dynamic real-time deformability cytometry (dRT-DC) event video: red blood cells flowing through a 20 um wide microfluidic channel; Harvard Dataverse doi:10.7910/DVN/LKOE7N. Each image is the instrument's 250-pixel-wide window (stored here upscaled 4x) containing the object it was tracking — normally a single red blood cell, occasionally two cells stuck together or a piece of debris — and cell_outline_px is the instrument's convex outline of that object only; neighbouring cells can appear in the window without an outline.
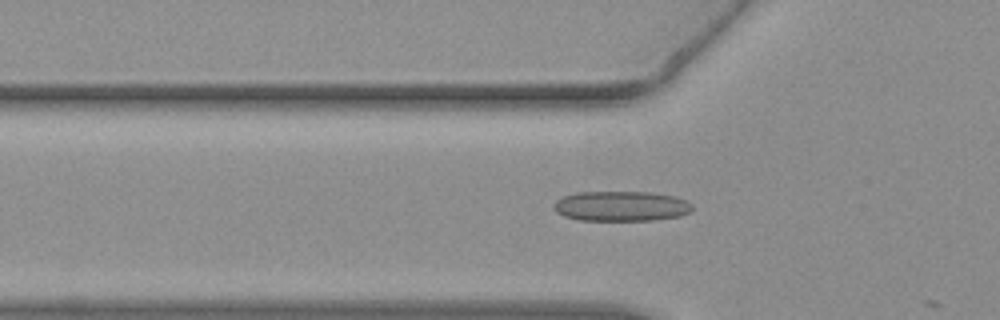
{"species": "common noctule bat (a hibernating species)", "species_latin": "Nyctalus noctula", "temperature_condition": "warm", "stored_images_in_passage": 19, "camera_frame_rate_fps": 3000, "um_per_image_px": 0.085, "animal": {"sex": "female", "body_mass_g": 19.3, "forearm_length_mm": 54.1}, "frame": {"image": 1, "passage_image": 18, "time_ms": 5.667, "image_size_px": [1000, 320], "cell_outline_px": [[692, 208], [688, 212], [680, 216], [656, 220], [580, 220], [564, 216], [556, 212], [552, 208], [552, 204], [556, 200], [564, 196], [576, 192], [648, 192], [676, 196], [692, 204]], "centroid_in_image_um": [52.76, 17.52], "position_along_channel_um": 73.0, "area_um2": 24.33}}